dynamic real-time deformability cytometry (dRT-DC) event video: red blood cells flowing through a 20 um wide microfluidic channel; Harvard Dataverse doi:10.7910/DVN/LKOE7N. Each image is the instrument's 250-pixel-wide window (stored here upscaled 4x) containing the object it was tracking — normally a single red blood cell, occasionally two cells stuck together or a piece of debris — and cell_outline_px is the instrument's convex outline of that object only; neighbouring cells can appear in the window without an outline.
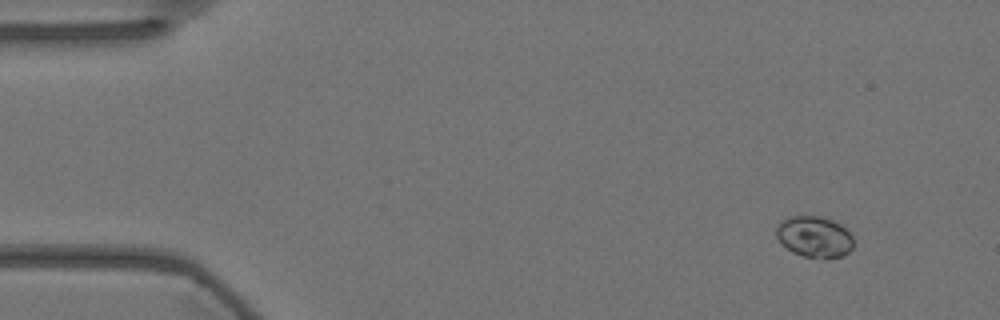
{"species": "Egyptian fruit bat (a non-hibernating species)", "species_latin": "Rousettus aegyptiacus", "temperature_condition": "warm", "stored_images_in_passage": 53, "camera_frame_rate_fps": 3000, "um_per_image_px": 0.085, "animal": {"sex": "female"}, "frame": {"image": 1, "passage_image": 1, "time_ms": 0.0, "image_size_px": [1000, 320], "cell_outline_px": [[852, 248], [844, 256], [804, 256], [792, 252], [776, 236], [776, 228], [780, 220], [788, 216], [820, 216], [832, 220], [840, 224], [852, 236]], "centroid_in_image_um": [69.19, 20.08], "position_along_channel_um": 15.8, "area_um2": 18.09}}
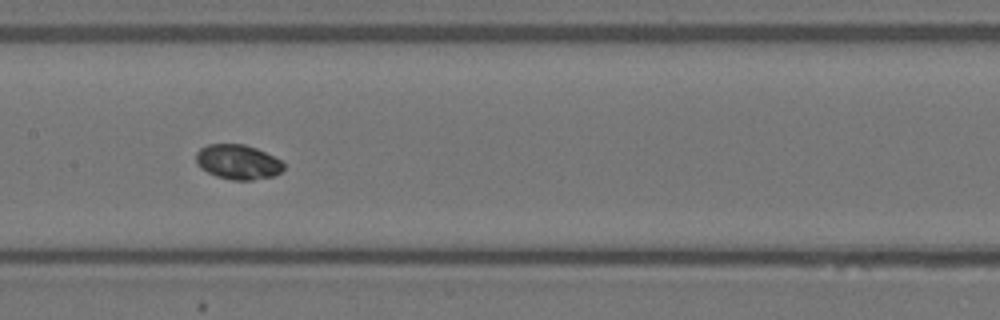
{"frame": {"image": 2, "passage_image": 24, "time_ms": 7.667, "image_size_px": [1000, 320], "cell_outline_px": [[284, 168], [280, 172], [272, 176], [252, 180], [232, 180], [216, 176], [200, 168], [196, 164], [196, 152], [200, 148], [208, 144], [244, 144], [256, 148], [280, 160], [284, 164]], "centroid_in_image_um": [20.18, 13.76], "position_along_channel_um": 187.2, "area_um2": 17.69}}
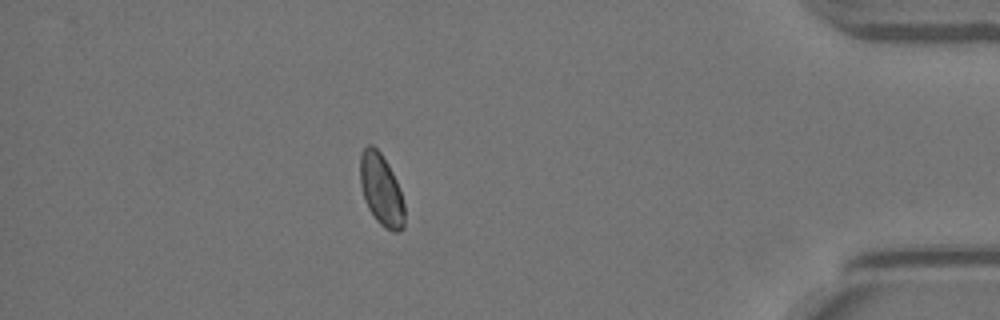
{"frame": {"image": 3, "passage_image": 46, "time_ms": 15.0, "image_size_px": [1000, 320], "cell_outline_px": [[404, 228], [400, 232], [392, 232], [384, 228], [376, 220], [368, 208], [364, 200], [360, 184], [360, 156], [364, 148], [368, 144], [372, 144], [380, 152], [388, 164], [400, 188], [404, 204]], "centroid_in_image_um": [32.41, 16.16], "position_along_channel_um": 402.8, "area_um2": 18.73}, "authors_computed_cell_mechanics": {"area_um2": 18.2648, "velocity_mm_per_s": 3.566, "shape_relaxation_time_tau1_ms": 1.1144, "shape_relaxation_time_tau2_ms": null, "deformation_change_tau1": 0.0454, "deformation_change_tau2": null}}